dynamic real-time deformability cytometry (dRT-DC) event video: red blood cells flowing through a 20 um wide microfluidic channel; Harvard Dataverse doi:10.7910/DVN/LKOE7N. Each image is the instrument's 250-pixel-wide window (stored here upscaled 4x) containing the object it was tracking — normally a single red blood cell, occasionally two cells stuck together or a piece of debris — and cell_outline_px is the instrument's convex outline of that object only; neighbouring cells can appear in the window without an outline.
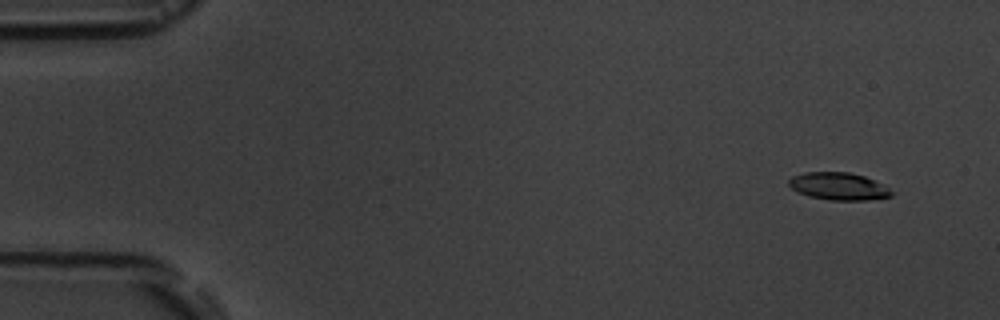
{"species": "common noctule bat (a hibernating species)", "species_latin": "Nyctalus noctula", "temperature_condition": "room temperature", "stored_images_in_passage": 6, "segment_of_instrument_passage": [2, 2], "camera_frame_rate_fps": 3000, "um_per_image_px": 0.085, "animal": {"sex": "male", "body_mass_g": 19.5, "forearm_length_mm": 54.6}, "frame": {"image": 1, "passage_image": 6, "time_ms": 6.667, "image_size_px": [1000, 320], "cell_outline_px": [[896, 192], [892, 196], [868, 200], [828, 200], [808, 196], [796, 192], [788, 184], [788, 180], [792, 176], [804, 172], [848, 172], [864, 176]], "centroid_in_image_um": [71.25, 15.84], "position_along_channel_um": 13.7, "area_um2": 16.47}}